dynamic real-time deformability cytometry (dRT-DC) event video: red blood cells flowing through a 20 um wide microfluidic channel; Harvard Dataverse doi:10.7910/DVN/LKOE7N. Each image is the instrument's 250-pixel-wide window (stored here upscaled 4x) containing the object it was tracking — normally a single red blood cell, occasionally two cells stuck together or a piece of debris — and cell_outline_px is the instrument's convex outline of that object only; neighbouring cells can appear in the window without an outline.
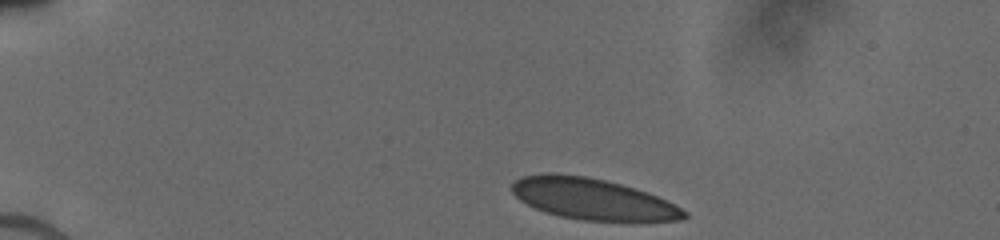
{"species": "human", "species_latin": "Homo sapiens", "temperature_condition": "cold", "stored_images_in_passage": 8, "camera_frame_rate_fps": 3000, "um_per_image_px": 0.085, "donor": {"sex": "male"}, "frame": {"image": 1, "passage_image": 1, "time_ms": 0.0, "image_size_px": [1000, 240], "cell_outline_px": [[688, 216], [680, 220], [584, 220], [560, 216], [544, 212], [520, 200], [512, 192], [512, 180], [520, 176], [544, 172], [556, 172], [584, 176], [604, 180], [620, 184], [648, 192], [688, 212]], "centroid_in_image_um": [50.28, 16.88], "position_along_channel_um": 34.7, "area_um2": 41.04}}
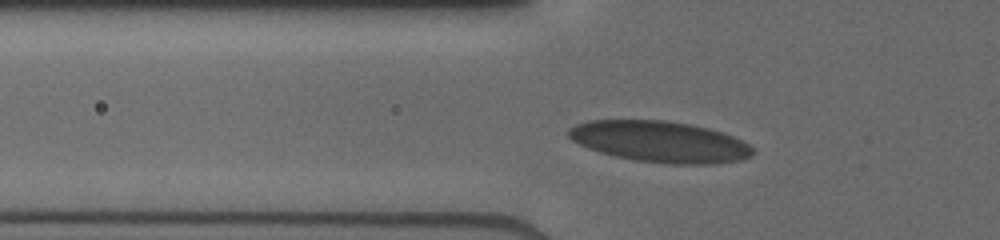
{"frame": {"image": 2, "passage_image": 6, "time_ms": 2.667, "image_size_px": [1000, 240], "cell_outline_px": [[752, 156], [740, 160], [712, 164], [668, 164], [636, 160], [616, 156], [600, 152], [588, 148], [572, 140], [568, 136], [568, 128], [576, 124], [588, 120], [668, 120], [692, 124], [708, 128], [732, 136], [748, 144], [752, 148]], "centroid_in_image_um": [56.07, 12.03], "position_along_channel_um": 69.7, "area_um2": 44.1}}
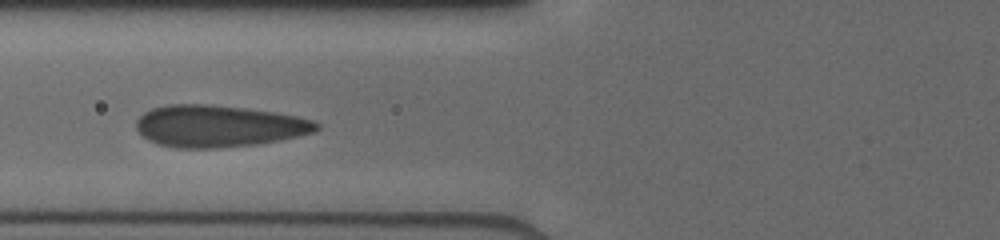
{"frame": {"image": 3, "passage_image": 7, "time_ms": 3.667, "image_size_px": [1000, 240], "cell_outline_px": [[320, 128], [316, 132], [300, 136], [280, 140], [256, 144], [216, 148], [176, 148], [156, 144], [148, 140], [136, 128], [136, 120], [144, 112], [152, 108], [168, 104], [212, 104], [276, 112], [296, 116], [312, 120], [320, 124]], "centroid_in_image_um": [18.59, 10.72], "position_along_channel_um": 107.2, "area_um2": 44.22}}